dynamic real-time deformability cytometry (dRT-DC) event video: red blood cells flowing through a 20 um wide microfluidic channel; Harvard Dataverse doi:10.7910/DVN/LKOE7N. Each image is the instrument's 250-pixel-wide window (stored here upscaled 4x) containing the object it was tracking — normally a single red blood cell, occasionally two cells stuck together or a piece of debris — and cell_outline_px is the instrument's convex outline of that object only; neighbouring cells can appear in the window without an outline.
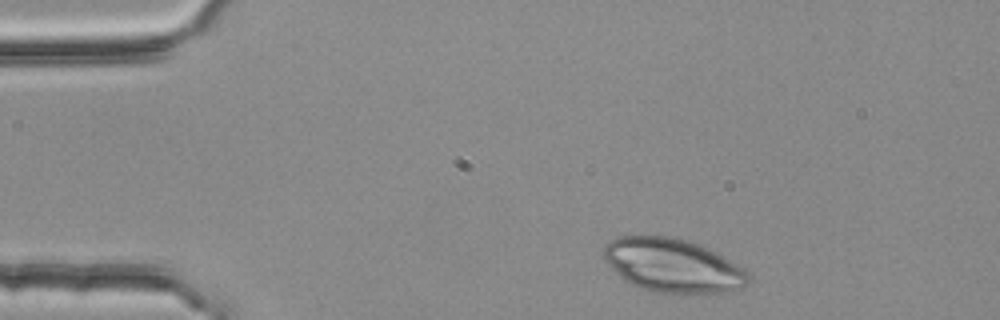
{"species": "common noctule bat (a hibernating species)", "species_latin": "Nyctalus noctula", "temperature_condition": "room temperature", "stored_images_in_passage": 3, "camera_frame_rate_fps": 3000, "um_per_image_px": 0.085, "animal": {"sex": "female", "body_mass_g": 25.1}, "frame": {"image": 1, "passage_image": 1, "time_ms": 0.0, "image_size_px": [1000, 320], "cell_outline_px": [[748, 284], [744, 288], [724, 292], [652, 292], [640, 288], [624, 280], [604, 260], [604, 244], [620, 236], [672, 236], [708, 248], [716, 252], [744, 268], [748, 276]], "centroid_in_image_um": [57.17, 22.56], "position_along_channel_um": 27.8, "area_um2": 44.8}}